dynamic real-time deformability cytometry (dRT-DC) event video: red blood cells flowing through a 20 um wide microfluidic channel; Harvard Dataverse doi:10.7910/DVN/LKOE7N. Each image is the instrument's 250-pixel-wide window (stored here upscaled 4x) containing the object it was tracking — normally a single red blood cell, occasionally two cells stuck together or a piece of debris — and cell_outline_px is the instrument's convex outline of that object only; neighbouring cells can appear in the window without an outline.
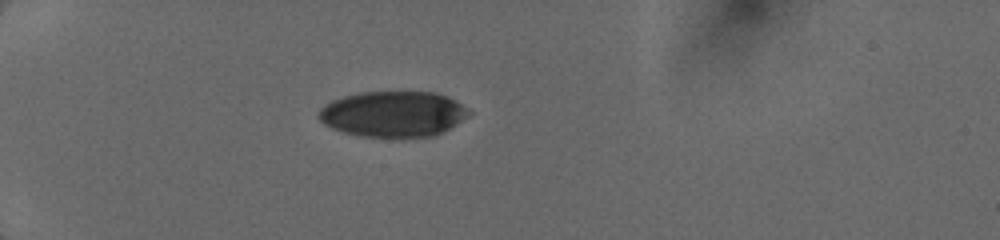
{"species": "human", "species_latin": "Homo sapiens", "temperature_condition": "cold", "stored_images_in_passage": 5, "camera_frame_rate_fps": 3000, "um_per_image_px": 0.085, "donor": {"sex": "female"}, "frame": {"image": 1, "passage_image": 1, "time_ms": 0.0, "image_size_px": [1000, 240], "cell_outline_px": [[472, 112], [468, 116], [456, 124], [432, 136], [360, 136], [344, 132], [332, 128], [324, 124], [316, 116], [316, 112], [324, 104], [332, 100], [344, 96], [360, 92], [436, 92], [448, 96], [456, 100], [468, 108]], "centroid_in_image_um": [33.39, 9.67], "position_along_channel_um": 51.6, "area_um2": 39.94}}